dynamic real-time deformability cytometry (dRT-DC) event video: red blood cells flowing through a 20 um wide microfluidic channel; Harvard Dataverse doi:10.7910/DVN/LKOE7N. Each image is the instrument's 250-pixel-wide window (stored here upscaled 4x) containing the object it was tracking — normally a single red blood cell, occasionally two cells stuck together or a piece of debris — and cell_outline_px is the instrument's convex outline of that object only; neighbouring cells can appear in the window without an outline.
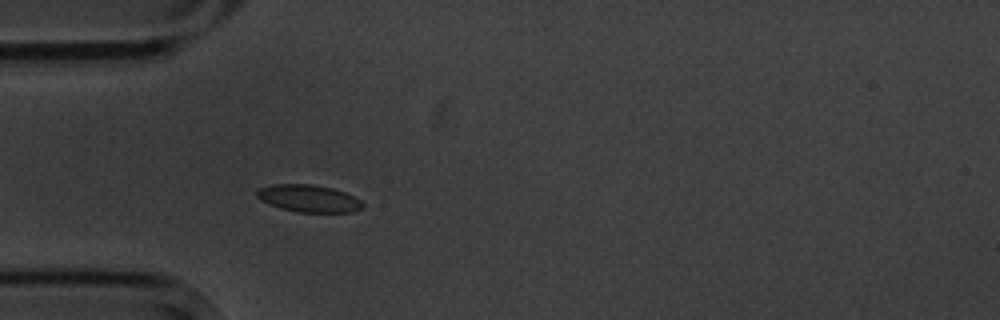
{"species": "common noctule bat (a hibernating species)", "species_latin": "Nyctalus noctula", "temperature_condition": "cold", "stored_images_in_passage": 4, "camera_frame_rate_fps": 3000, "um_per_image_px": 0.085, "animal": {"sex": "male", "body_mass_g": 20.1, "forearm_length_mm": 53.5}, "frame": {"image": 1, "passage_image": 4, "time_ms": 4.333, "image_size_px": [1000, 320], "cell_outline_px": [[364, 208], [352, 212], [296, 212], [280, 208], [260, 200], [256, 196], [256, 192], [260, 188], [272, 184], [312, 184], [332, 188], [344, 192], [360, 200], [364, 204]], "centroid_in_image_um": [26.24, 16.87], "position_along_channel_um": 58.8, "area_um2": 16.82}}